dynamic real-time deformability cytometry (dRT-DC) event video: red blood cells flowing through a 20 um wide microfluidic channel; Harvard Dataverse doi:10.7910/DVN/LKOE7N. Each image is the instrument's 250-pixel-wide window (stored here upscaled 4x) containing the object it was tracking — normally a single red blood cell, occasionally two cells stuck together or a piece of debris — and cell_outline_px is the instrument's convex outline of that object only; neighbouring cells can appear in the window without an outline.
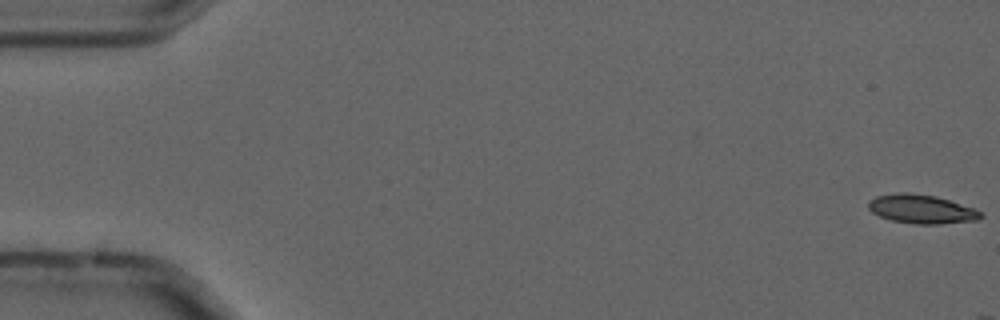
{"species": "common noctule bat (a hibernating species)", "species_latin": "Nyctalus noctula", "temperature_condition": "cold", "stored_images_in_passage": 5, "camera_frame_rate_fps": 3000, "um_per_image_px": 0.085, "animal": {"sex": "male", "forearm_length_mm": 52.5}, "frame": {"image": 1, "passage_image": 1, "time_ms": 0.0, "image_size_px": [1000, 320], "cell_outline_px": [[984, 216], [976, 220], [940, 224], [916, 224], [892, 220], [880, 216], [872, 212], [868, 208], [868, 200], [876, 196], [896, 192], [908, 192], [936, 196], [972, 208], [980, 212]], "centroid_in_image_um": [78.28, 17.76], "position_along_channel_um": 6.7, "area_um2": 18.79}}